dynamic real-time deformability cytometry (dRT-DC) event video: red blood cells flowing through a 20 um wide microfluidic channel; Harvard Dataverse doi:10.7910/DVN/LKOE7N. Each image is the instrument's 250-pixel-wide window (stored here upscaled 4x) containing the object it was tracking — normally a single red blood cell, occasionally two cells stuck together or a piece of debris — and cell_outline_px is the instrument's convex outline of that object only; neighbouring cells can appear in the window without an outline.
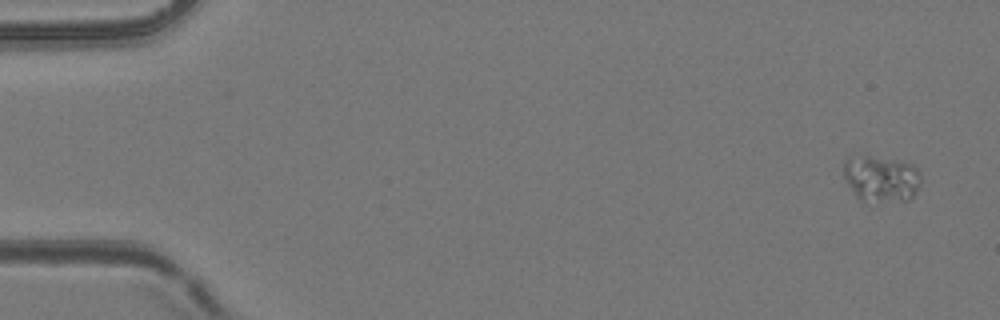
{"species": "common noctule bat (a hibernating species)", "species_latin": "Nyctalus noctula", "temperature_condition": "room temperature", "stored_images_in_passage": 5, "camera_frame_rate_fps": 3000, "um_per_image_px": 0.085, "animal": {"sex": "female", "body_mass_g": 24.6, "forearm_length_mm": 56.2}, "frame": {"image": 1, "passage_image": 1, "time_ms": 0.0, "image_size_px": [1000, 320], "cell_outline_px": [[924, 180], [912, 196], [908, 200], [900, 200], [856, 196], [848, 184], [844, 176], [844, 160], [852, 152], [896, 160], [916, 164]], "centroid_in_image_um": [74.93, 15.05], "position_along_channel_um": 10.1, "area_um2": 20.75}}
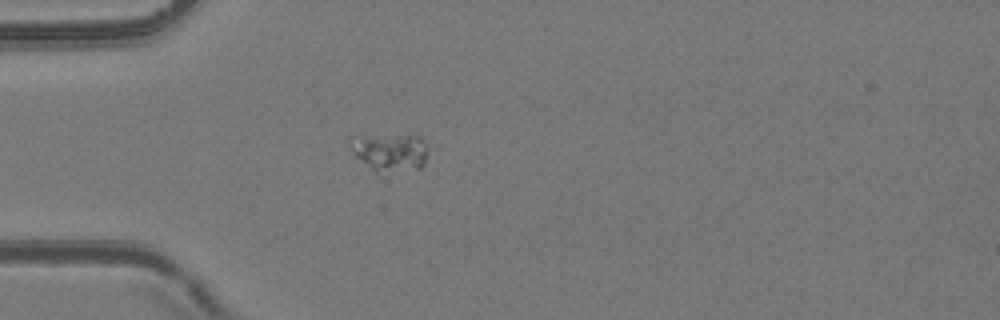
{"frame": {"image": 2, "passage_image": 4, "time_ms": 1.0, "image_size_px": [1000, 320], "cell_outline_px": [[428, 148], [424, 164], [420, 168], [376, 172], [356, 156], [352, 152], [352, 136], [420, 136], [424, 140]], "centroid_in_image_um": [33.19, 12.92], "position_along_channel_um": 51.8, "area_um2": 16.53}}